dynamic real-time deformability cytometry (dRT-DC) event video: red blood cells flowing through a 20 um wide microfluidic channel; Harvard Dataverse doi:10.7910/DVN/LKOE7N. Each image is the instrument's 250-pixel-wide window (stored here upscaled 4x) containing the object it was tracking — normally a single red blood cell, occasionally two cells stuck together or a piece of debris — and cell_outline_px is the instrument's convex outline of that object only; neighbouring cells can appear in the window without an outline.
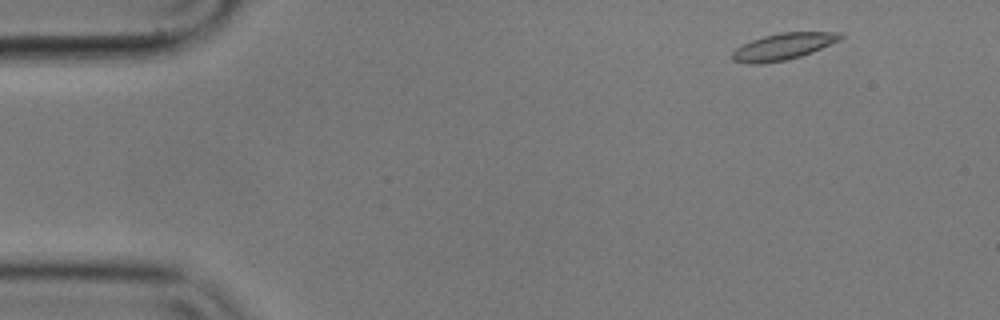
{"species": "common noctule bat (a hibernating species)", "species_latin": "Nyctalus noctula", "temperature_condition": "cold", "stored_images_in_passage": 53, "camera_frame_rate_fps": 3000, "um_per_image_px": 0.085, "animal": {"sex": "male", "body_mass_g": 17.9}, "frame": {"image": 1, "passage_image": 2, "time_ms": 0.333, "image_size_px": [1000, 320], "cell_outline_px": [[844, 36], [840, 40], [812, 52], [800, 56], [784, 60], [760, 64], [748, 64], [732, 60], [732, 52], [736, 48], [752, 40], [764, 36], [780, 32], [844, 32]], "centroid_in_image_um": [66.59, 3.95], "position_along_channel_um": 18.4, "area_um2": 16.7}}
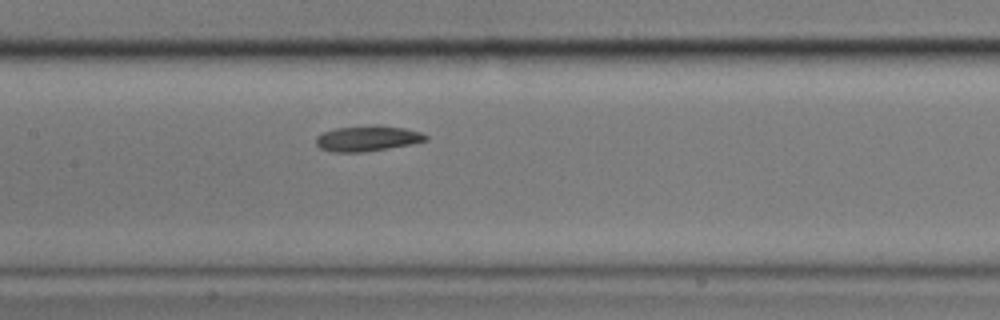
{"frame": {"image": 2, "passage_image": 23, "time_ms": 7.333, "image_size_px": [1000, 320], "cell_outline_px": [[428, 140], [412, 144], [364, 152], [332, 152], [320, 148], [316, 144], [316, 136], [324, 132], [336, 128], [372, 124], [376, 124], [404, 128], [420, 132], [428, 136]], "centroid_in_image_um": [31.24, 11.76], "position_along_channel_um": 176.2, "area_um2": 16.47}}
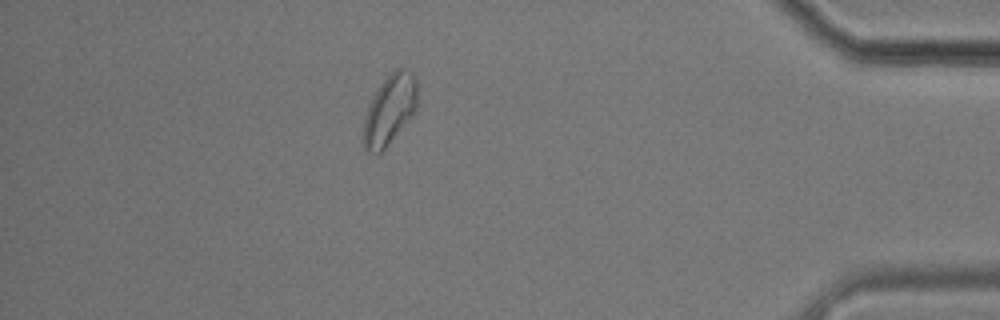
{"frame": {"image": 3, "passage_image": 46, "time_ms": 15.0, "image_size_px": [1000, 320], "cell_outline_px": [[416, 108], [388, 144], [376, 156], [364, 148], [364, 116], [380, 84], [396, 68], [404, 68], [412, 72], [416, 80]], "centroid_in_image_um": [33.11, 9.31], "position_along_channel_um": 402.1, "area_um2": 21.15}, "authors_computed_cell_mechanics": {"area_um2": 16.8776, "velocity_mm_per_s": 3.5084, "shape_relaxation_time_tau1_ms": null, "shape_relaxation_time_tau2_ms": 7.9837, "deformation_change_tau1": null, "deformation_change_tau2": 0.1228}}